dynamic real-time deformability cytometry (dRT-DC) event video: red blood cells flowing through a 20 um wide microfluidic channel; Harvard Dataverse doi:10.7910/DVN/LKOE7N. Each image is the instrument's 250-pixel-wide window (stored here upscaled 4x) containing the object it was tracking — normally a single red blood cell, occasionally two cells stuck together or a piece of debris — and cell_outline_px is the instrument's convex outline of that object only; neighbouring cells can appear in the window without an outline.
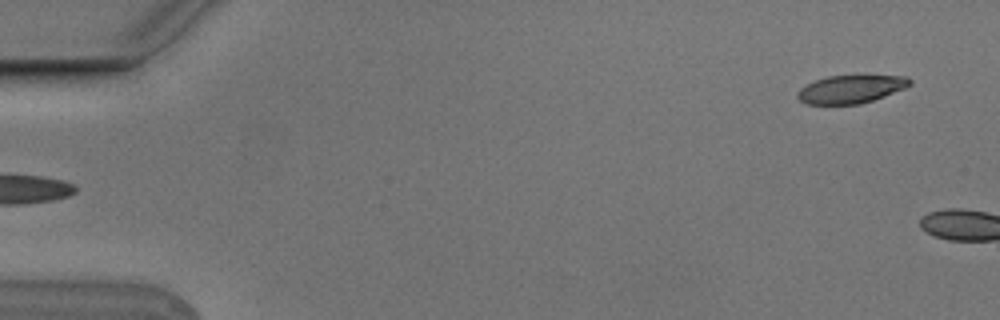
{"species": "Egyptian fruit bat (a non-hibernating species)", "species_latin": "Rousettus aegyptiacus", "temperature_condition": "cold", "stored_images_in_passage": 5, "segment_of_instrument_passage": [2, 2], "camera_frame_rate_fps": 3000, "um_per_image_px": 0.085, "animal": {"sex": "male"}, "frame": {"image": 1, "passage_image": 5, "time_ms": 1.333, "image_size_px": [1000, 320], "cell_outline_px": [[912, 84], [904, 88], [884, 96], [860, 104], [804, 104], [796, 96], [796, 92], [800, 88], [816, 80], [828, 76], [908, 76], [912, 80]], "centroid_in_image_um": [72.31, 7.58], "position_along_channel_um": 12.7, "area_um2": 18.21}}